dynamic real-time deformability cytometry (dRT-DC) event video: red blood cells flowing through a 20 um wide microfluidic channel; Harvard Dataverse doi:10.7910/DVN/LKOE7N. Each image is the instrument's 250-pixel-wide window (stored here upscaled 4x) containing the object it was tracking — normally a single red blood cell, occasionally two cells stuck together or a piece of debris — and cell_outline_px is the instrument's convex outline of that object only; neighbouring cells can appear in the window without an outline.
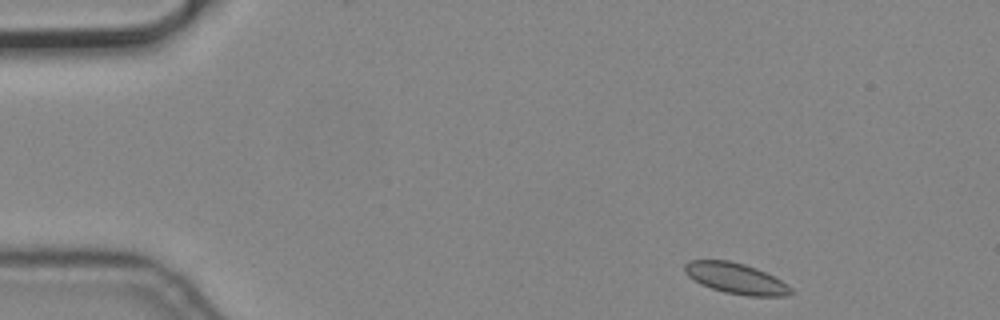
{"species": "common noctule bat (a hibernating species)", "species_latin": "Nyctalus noctula", "temperature_condition": "cold", "stored_images_in_passage": 3, "camera_frame_rate_fps": 3000, "um_per_image_px": 0.085, "animal": {"sex": "male", "body_mass_g": 19.2, "forearm_length_mm": 51.8}, "frame": {"image": 1, "passage_image": 1, "time_ms": 0.0, "image_size_px": [1000, 320], "cell_outline_px": [[792, 292], [788, 296], [748, 296], [724, 292], [700, 284], [688, 276], [684, 272], [684, 264], [688, 260], [728, 260], [744, 264], [756, 268], [788, 284], [792, 288]], "centroid_in_image_um": [62.53, 23.66], "position_along_channel_um": 22.5, "area_um2": 19.02}}